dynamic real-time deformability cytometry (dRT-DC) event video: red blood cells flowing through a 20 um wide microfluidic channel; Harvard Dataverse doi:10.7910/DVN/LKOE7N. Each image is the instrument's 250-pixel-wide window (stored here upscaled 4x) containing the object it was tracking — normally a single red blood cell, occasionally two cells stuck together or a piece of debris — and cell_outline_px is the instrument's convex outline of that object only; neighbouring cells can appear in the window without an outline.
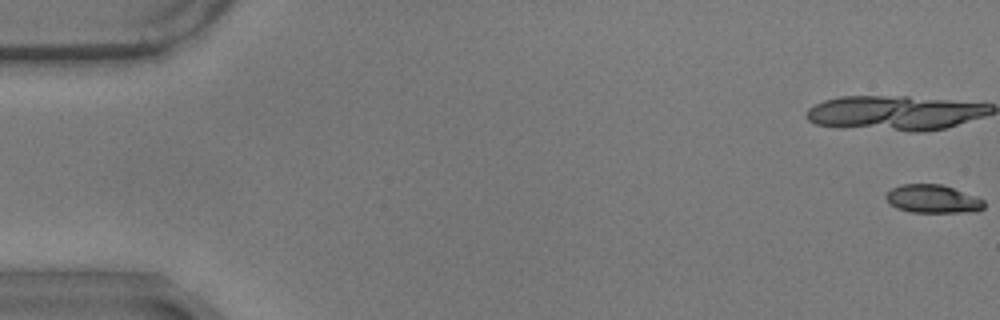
{"species": "common noctule bat (a hibernating species)", "species_latin": "Nyctalus noctula", "temperature_condition": "warm", "stored_images_in_passage": 43, "camera_frame_rate_fps": 3000, "um_per_image_px": 0.085, "animal": {"sex": "male", "body_mass_g": 17.9}, "frame": {"image": 1, "passage_image": 1, "time_ms": 0.0, "image_size_px": [1000, 320], "cell_outline_px": [[984, 208], [976, 212], [912, 212], [896, 208], [888, 204], [884, 196], [892, 188], [900, 184], [940, 184], [976, 196], [984, 200]], "centroid_in_image_um": [79.26, 16.92], "position_along_channel_um": 5.7, "area_um2": 16.24}}
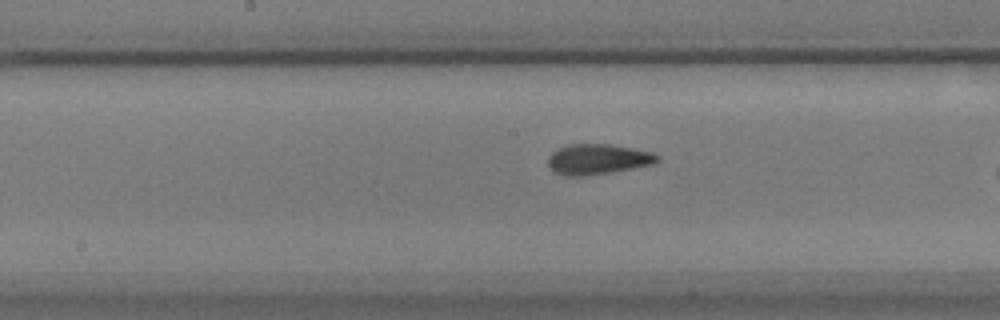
{"frame": {"image": 2, "passage_image": 27, "time_ms": 8.667, "image_size_px": [1000, 320], "cell_outline_px": [[660, 160], [656, 164], [584, 176], [564, 176], [552, 172], [548, 164], [548, 156], [552, 152], [568, 144], [612, 144], [652, 152], [660, 156]], "centroid_in_image_um": [50.81, 13.53], "position_along_channel_um": 197.4, "area_um2": 19.48}}
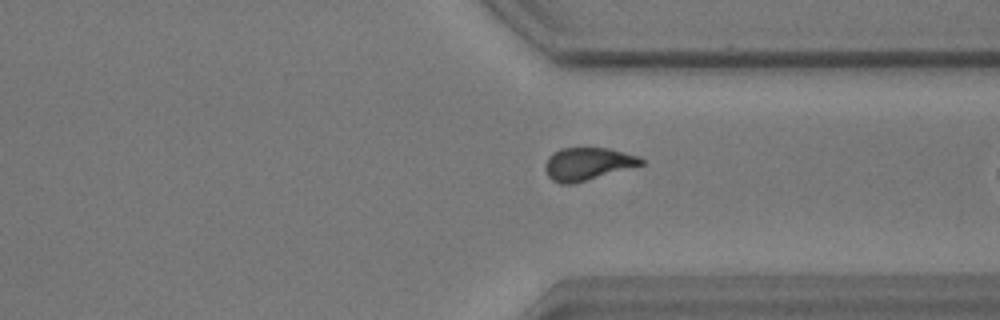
{"frame": {"image": 3, "passage_image": 41, "time_ms": 13.333, "image_size_px": [1000, 320], "cell_outline_px": [[644, 164], [572, 184], [560, 184], [552, 180], [548, 176], [544, 168], [544, 164], [548, 156], [552, 152], [560, 148], [608, 148], [640, 156], [644, 160]], "centroid_in_image_um": [49.91, 13.92], "position_along_channel_um": 361.5, "area_um2": 18.32}}